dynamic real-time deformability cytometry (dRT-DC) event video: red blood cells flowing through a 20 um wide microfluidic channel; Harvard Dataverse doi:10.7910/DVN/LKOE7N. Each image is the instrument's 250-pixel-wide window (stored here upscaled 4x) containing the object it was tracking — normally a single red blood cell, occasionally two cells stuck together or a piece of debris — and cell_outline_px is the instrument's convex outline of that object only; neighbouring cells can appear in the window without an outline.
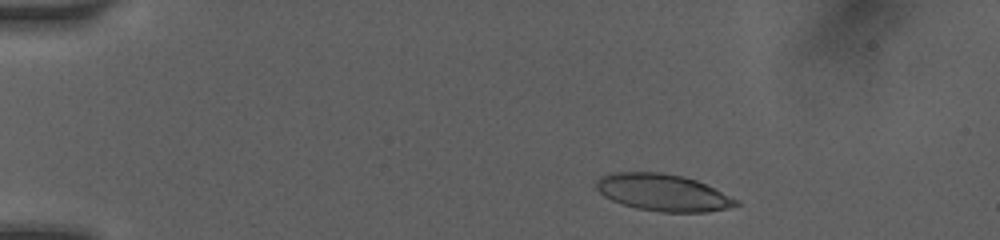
{"species": "human", "species_latin": "Homo sapiens", "temperature_condition": "room temperature", "stored_images_in_passage": 6, "camera_frame_rate_fps": 3000, "um_per_image_px": 0.085, "donor": {"sex": "female"}, "frame": {"image": 1, "passage_image": 2, "time_ms": 0.667, "image_size_px": [1000, 240], "cell_outline_px": [[740, 204], [724, 208], [704, 212], [660, 212], [636, 208], [612, 200], [604, 196], [596, 188], [596, 180], [600, 176], [612, 172], [660, 172], [684, 176], [696, 180], [740, 200]], "centroid_in_image_um": [56.33, 16.35], "position_along_channel_um": 28.7, "area_um2": 30.0}}
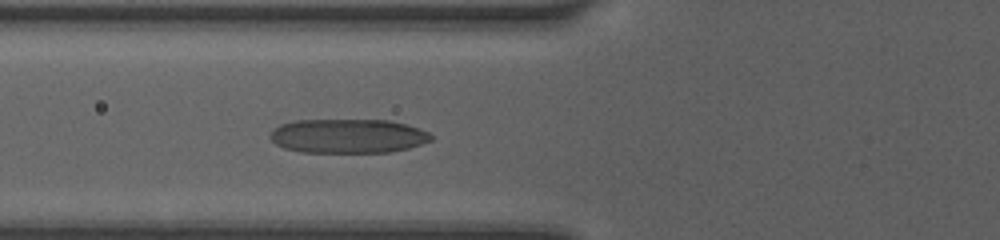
{"frame": {"image": 2, "passage_image": 6, "time_ms": 4.333, "image_size_px": [1000, 240], "cell_outline_px": [[432, 140], [408, 148], [388, 152], [300, 152], [284, 148], [276, 144], [268, 136], [272, 128], [280, 124], [296, 120], [388, 120], [420, 128], [428, 132], [432, 136]], "centroid_in_image_um": [29.53, 11.56], "position_along_channel_um": 96.3, "area_um2": 32.14}}